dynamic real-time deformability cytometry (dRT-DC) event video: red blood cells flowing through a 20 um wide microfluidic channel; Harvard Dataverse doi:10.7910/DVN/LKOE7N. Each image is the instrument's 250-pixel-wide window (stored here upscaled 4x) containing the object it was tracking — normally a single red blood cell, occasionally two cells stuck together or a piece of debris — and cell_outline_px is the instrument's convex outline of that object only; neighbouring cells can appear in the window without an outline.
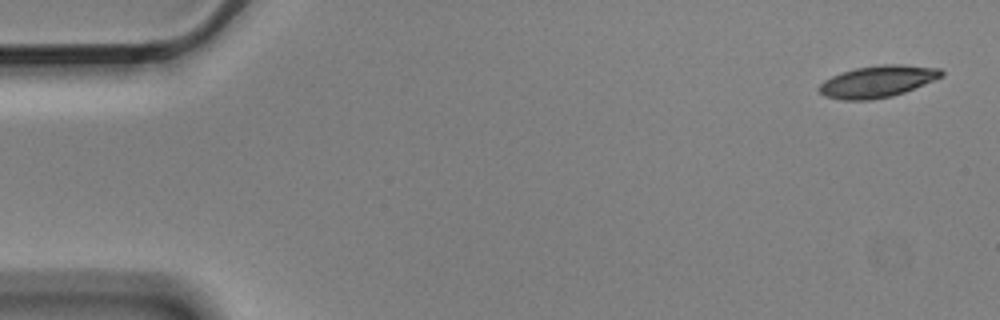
{"species": "Egyptian fruit bat (a non-hibernating species)", "species_latin": "Rousettus aegyptiacus", "temperature_condition": "cold", "stored_images_in_passage": 4, "camera_frame_rate_fps": 3000, "um_per_image_px": 0.085, "animal": {"sex": "male"}, "frame": {"image": 1, "passage_image": 1, "time_ms": 0.0, "image_size_px": [1000, 320], "cell_outline_px": [[944, 76], [904, 92], [892, 96], [872, 100], [844, 100], [824, 96], [816, 88], [824, 80], [832, 76], [856, 68], [880, 64], [904, 64], [940, 68], [944, 72]], "centroid_in_image_um": [74.6, 6.92], "position_along_channel_um": 10.4, "area_um2": 22.72}}
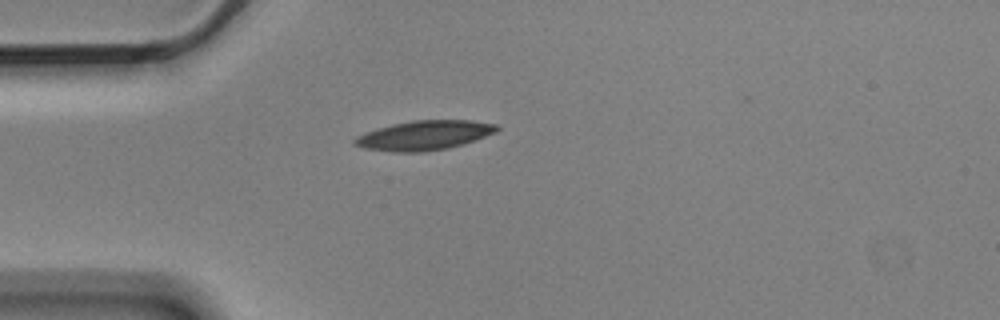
{"frame": {"image": 2, "passage_image": 4, "time_ms": 1.0, "image_size_px": [1000, 320], "cell_outline_px": [[500, 128], [496, 132], [464, 144], [448, 148], [424, 152], [392, 152], [364, 148], [352, 144], [352, 140], [356, 136], [364, 132], [376, 128], [392, 124], [412, 120], [468, 120], [496, 124]], "centroid_in_image_um": [36.01, 11.51], "position_along_channel_um": 49.0, "area_um2": 24.62}}